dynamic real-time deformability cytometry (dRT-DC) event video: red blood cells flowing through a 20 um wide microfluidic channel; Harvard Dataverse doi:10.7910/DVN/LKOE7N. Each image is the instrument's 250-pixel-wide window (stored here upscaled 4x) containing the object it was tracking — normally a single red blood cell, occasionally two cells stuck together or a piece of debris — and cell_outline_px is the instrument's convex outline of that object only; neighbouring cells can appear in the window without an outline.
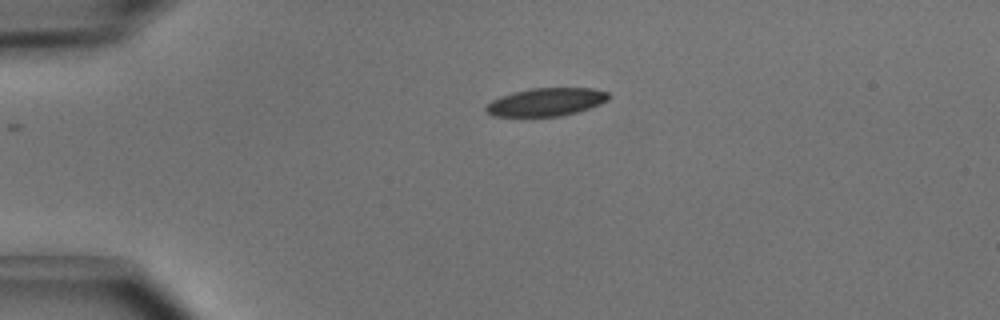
{"species": "common noctule bat (a hibernating species)", "species_latin": "Nyctalus noctula", "temperature_condition": "cold", "stored_images_in_passage": 1, "camera_frame_rate_fps": 3000, "um_per_image_px": 0.085, "animal": {"sex": "male", "body_mass_g": 15.6}, "frame": {"image": 1, "passage_image": 1, "time_ms": 0.0, "image_size_px": [1000, 320], "cell_outline_px": [[612, 96], [608, 100], [600, 104], [576, 112], [560, 116], [492, 116], [484, 108], [492, 100], [500, 96], [512, 92], [532, 88], [592, 88], [608, 92]], "centroid_in_image_um": [46.44, 8.66], "position_along_channel_um": 38.6, "area_um2": 20.0}}